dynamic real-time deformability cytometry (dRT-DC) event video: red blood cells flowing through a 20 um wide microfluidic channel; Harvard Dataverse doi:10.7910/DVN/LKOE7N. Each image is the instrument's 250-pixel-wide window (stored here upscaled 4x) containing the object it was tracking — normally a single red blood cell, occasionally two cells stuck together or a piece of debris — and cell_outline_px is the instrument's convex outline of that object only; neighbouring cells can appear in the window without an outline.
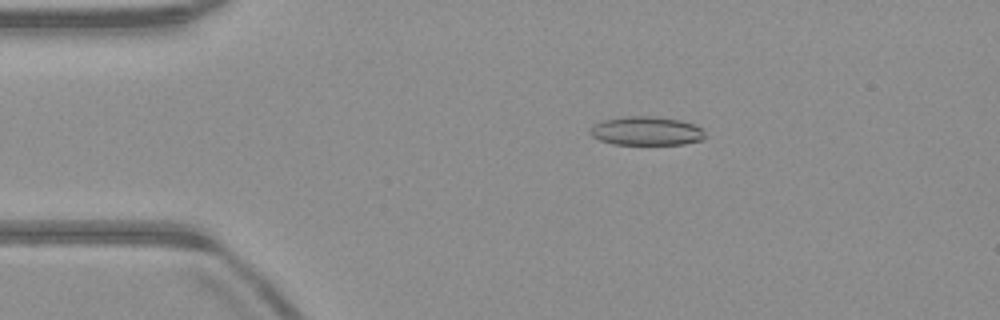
{"species": "common noctule bat (a hibernating species)", "species_latin": "Nyctalus noctula", "temperature_condition": "warm", "stored_images_in_passage": 51, "camera_frame_rate_fps": 3000, "um_per_image_px": 0.085, "animal": {"sex": "male", "body_mass_g": 23.1, "forearm_length_mm": 52.7}, "frame": {"image": 1, "passage_image": 10, "time_ms": 3.0, "image_size_px": [1000, 320], "cell_outline_px": [[708, 136], [704, 140], [684, 144], [612, 144], [600, 140], [592, 136], [588, 132], [592, 124], [604, 120], [624, 116], [652, 116], [680, 120], [696, 124]], "centroid_in_image_um": [54.96, 11.13], "position_along_channel_um": 30.0, "area_um2": 19.54}}
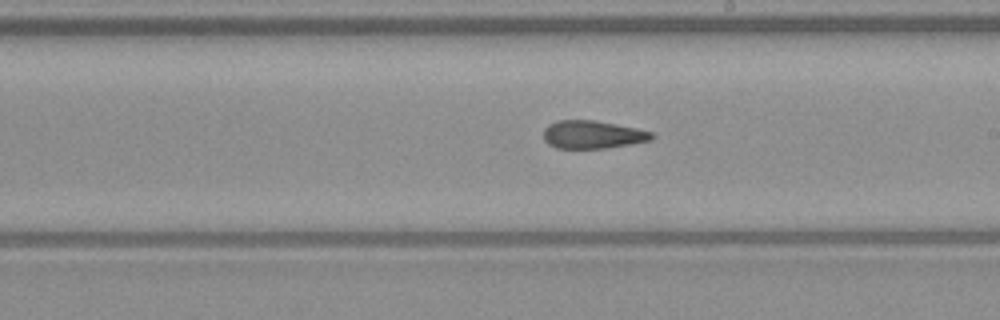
{"frame": {"image": 2, "passage_image": 29, "time_ms": 9.333, "image_size_px": [1000, 320], "cell_outline_px": [[656, 136], [652, 140], [608, 148], [556, 148], [548, 144], [544, 140], [544, 128], [548, 124], [556, 120], [596, 120], [636, 128], [652, 132]], "centroid_in_image_um": [50.37, 11.43], "position_along_channel_um": 238.6, "area_um2": 17.8}}
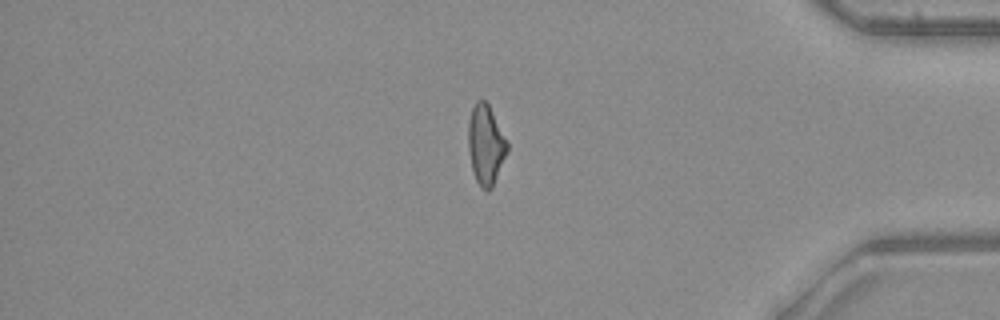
{"frame": {"image": 3, "passage_image": 43, "time_ms": 14.0, "image_size_px": [1000, 320], "cell_outline_px": [[508, 152], [492, 188], [488, 192], [480, 188], [476, 180], [472, 168], [468, 148], [468, 124], [472, 108], [476, 100], [484, 100], [488, 104], [508, 140]], "centroid_in_image_um": [41.3, 12.32], "position_along_channel_um": 393.9, "area_um2": 18.32}, "authors_computed_cell_mechanics": {"area_um2": 18.6116, "velocity_mm_per_s": 4.0372, "shape_relaxation_time_tau1_ms": null, "shape_relaxation_time_tau2_ms": 4.2098, "deformation_change_tau1": null, "deformation_change_tau2": 0.1337}}